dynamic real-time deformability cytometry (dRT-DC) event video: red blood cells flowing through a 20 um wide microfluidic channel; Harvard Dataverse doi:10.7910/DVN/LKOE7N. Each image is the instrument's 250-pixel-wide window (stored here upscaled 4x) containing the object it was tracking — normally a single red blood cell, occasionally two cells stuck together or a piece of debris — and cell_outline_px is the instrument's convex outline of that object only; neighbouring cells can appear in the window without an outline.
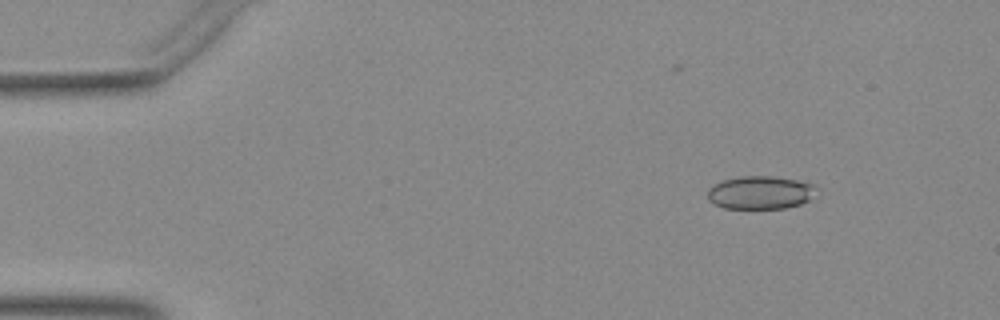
{"species": "Egyptian fruit bat (a non-hibernating species)", "species_latin": "Rousettus aegyptiacus", "temperature_condition": "warm", "stored_images_in_passage": 47, "camera_frame_rate_fps": 3000, "um_per_image_px": 0.085, "animal": {"sex": "female"}, "frame": {"image": 1, "passage_image": 2, "time_ms": 0.333, "image_size_px": [1000, 320], "cell_outline_px": [[816, 188], [808, 200], [800, 204], [784, 208], [724, 208], [708, 200], [708, 188], [724, 180], [740, 176], [772, 176], [796, 180], [816, 184]], "centroid_in_image_um": [64.62, 16.36], "position_along_channel_um": 20.4, "area_um2": 20.75}}
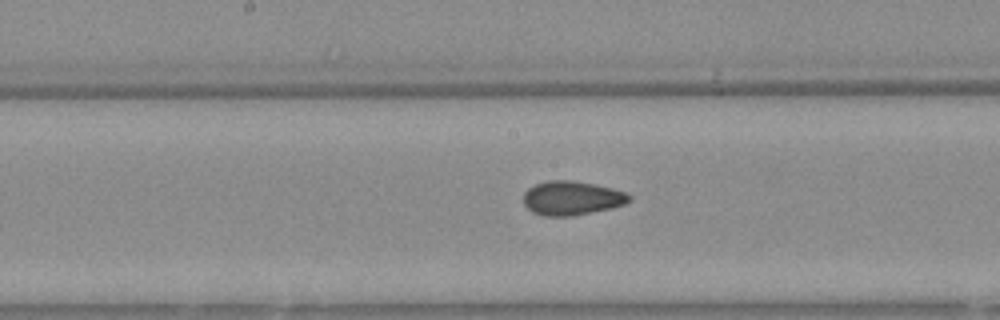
{"frame": {"image": 2, "passage_image": 22, "time_ms": 7.0, "image_size_px": [1000, 320], "cell_outline_px": [[632, 200], [624, 204], [612, 208], [572, 216], [544, 216], [532, 212], [524, 204], [524, 192], [528, 188], [536, 184], [548, 180], [572, 180], [612, 188], [628, 192], [632, 196]], "centroid_in_image_um": [48.63, 16.84], "position_along_channel_um": 199.6, "area_um2": 21.1}}
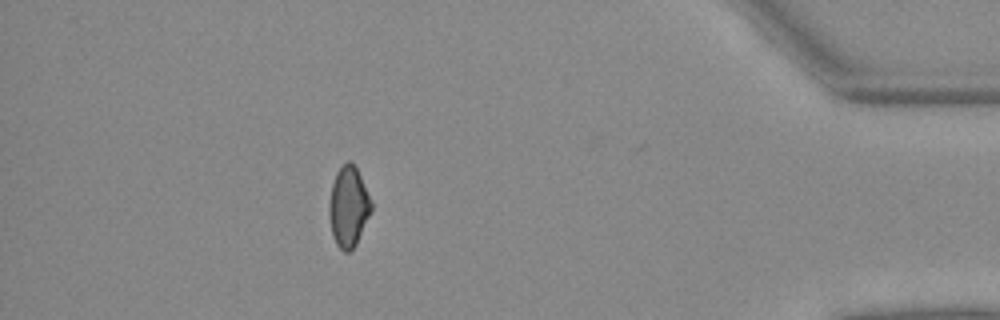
{"frame": {"image": 3, "passage_image": 41, "time_ms": 13.333, "image_size_px": [1000, 320], "cell_outline_px": [[372, 212], [356, 244], [348, 252], [344, 252], [336, 244], [332, 236], [328, 212], [328, 204], [332, 184], [336, 172], [348, 160], [356, 168], [372, 200]], "centroid_in_image_um": [29.62, 17.6], "position_along_channel_um": 405.6, "area_um2": 19.83}}